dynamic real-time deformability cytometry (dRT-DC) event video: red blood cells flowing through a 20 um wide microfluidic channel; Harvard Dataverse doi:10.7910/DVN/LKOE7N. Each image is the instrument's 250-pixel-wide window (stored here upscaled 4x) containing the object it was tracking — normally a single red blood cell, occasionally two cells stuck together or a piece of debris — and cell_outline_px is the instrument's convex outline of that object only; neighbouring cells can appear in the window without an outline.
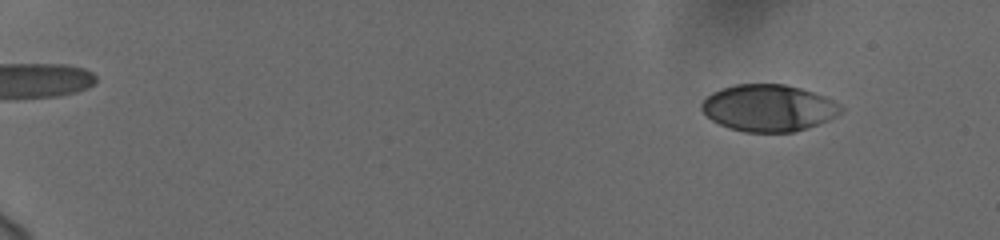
{"species": "human", "species_latin": "Homo sapiens", "temperature_condition": "cold", "stored_images_in_passage": 54, "camera_frame_rate_fps": 3000, "um_per_image_px": 0.085, "donor": {"sex": "female"}, "frame": {"image": 1, "passage_image": 3, "time_ms": 0.667, "image_size_px": [1000, 240], "cell_outline_px": [[844, 108], [836, 116], [828, 120], [792, 132], [744, 132], [728, 128], [712, 120], [700, 108], [700, 104], [712, 92], [736, 84], [784, 84], [800, 88], [824, 96], [840, 104]], "centroid_in_image_um": [65.31, 9.17], "position_along_channel_um": 19.7, "area_um2": 37.69}}
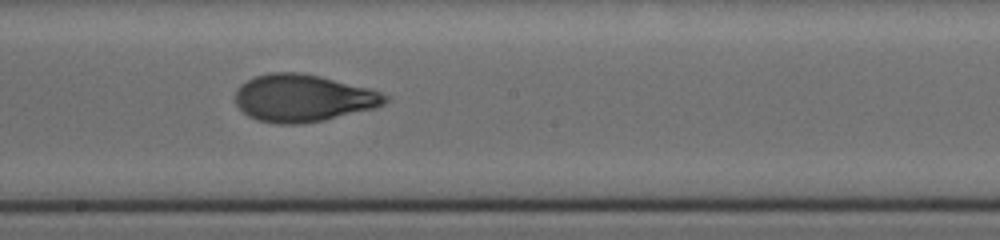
{"frame": {"image": 2, "passage_image": 32, "time_ms": 10.333, "image_size_px": [1000, 240], "cell_outline_px": [[392, 96], [384, 104], [376, 108], [324, 120], [296, 124], [276, 124], [256, 120], [248, 116], [236, 104], [236, 92], [240, 84], [256, 76], [268, 72], [300, 72], [320, 76], [372, 88]], "centroid_in_image_um": [25.81, 8.33], "position_along_channel_um": 222.4, "area_um2": 41.67}}
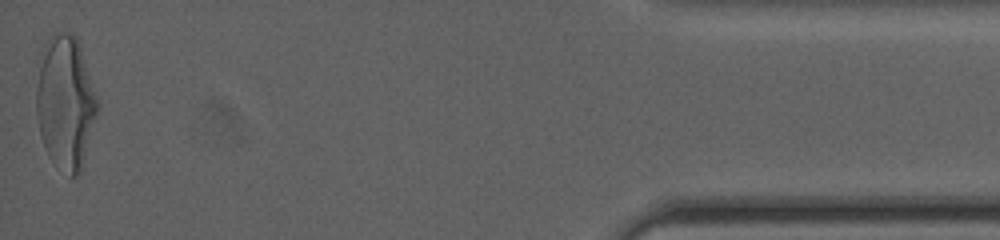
{"frame": {"image": 3, "passage_image": 54, "time_ms": 17.667, "image_size_px": [1000, 240], "cell_outline_px": [[100, 104], [80, 172], [76, 176], [72, 176], [52, 160], [48, 156], [44, 148], [40, 136], [36, 112], [36, 60], [44, 44], [52, 32], [72, 32], [76, 36], [80, 44]], "centroid_in_image_um": [5.53, 8.6], "position_along_channel_um": 429.7, "area_um2": 48.32}, "authors_computed_cell_mechanics": {"area_um2": 40.5178, "velocity_mm_per_s": 3.7527, "shape_relaxation_time_tau1_ms": 4.4705, "shape_relaxation_time_tau2_ms": 1.0205, "deformation_change_tau1": 0.1843, "deformation_change_tau2": 0.0657}}